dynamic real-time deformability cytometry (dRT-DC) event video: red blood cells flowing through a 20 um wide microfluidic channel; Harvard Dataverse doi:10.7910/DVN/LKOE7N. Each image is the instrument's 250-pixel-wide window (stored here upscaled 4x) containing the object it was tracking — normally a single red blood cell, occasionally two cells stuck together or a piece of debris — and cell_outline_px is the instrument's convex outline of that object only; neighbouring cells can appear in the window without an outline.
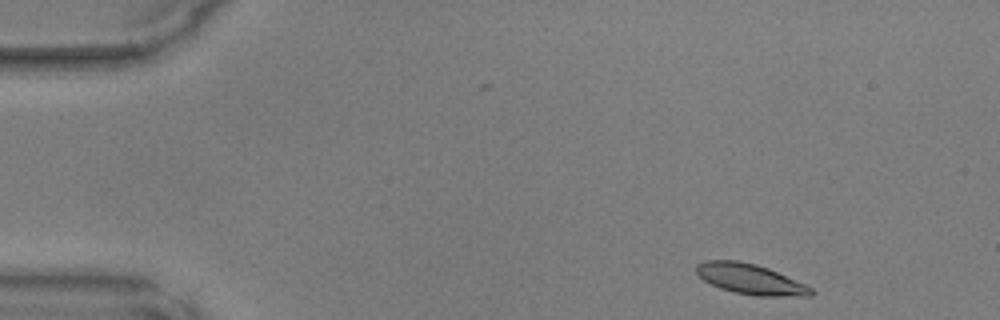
{"species": "common noctule bat (a hibernating species)", "species_latin": "Nyctalus noctula", "temperature_condition": "warm", "stored_images_in_passage": 45, "camera_frame_rate_fps": 3000, "um_per_image_px": 0.085, "animal": {"sex": "male", "body_mass_g": 17.9, "forearm_length_mm": 54.2}, "frame": {"image": 1, "passage_image": 2, "time_ms": 0.333, "image_size_px": [1000, 320], "cell_outline_px": [[816, 292], [812, 296], [756, 296], [736, 292], [720, 288], [704, 280], [696, 272], [696, 264], [704, 260], [736, 260], [756, 264], [768, 268], [804, 284], [812, 288]], "centroid_in_image_um": [63.78, 23.72], "position_along_channel_um": 21.2, "area_um2": 20.17}}
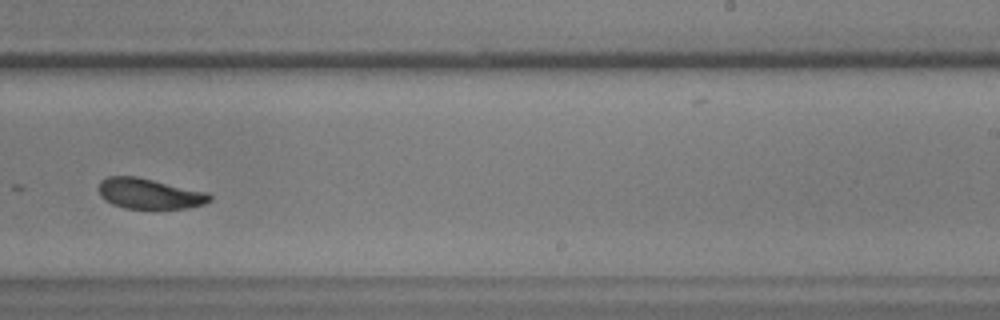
{"frame": {"image": 2, "passage_image": 27, "time_ms": 8.667, "image_size_px": [1000, 320], "cell_outline_px": [[212, 200], [204, 204], [188, 208], [124, 208], [112, 204], [104, 200], [100, 196], [100, 180], [108, 176], [136, 176], [208, 192], [212, 196]], "centroid_in_image_um": [12.71, 16.46], "position_along_channel_um": 276.3, "area_um2": 19.71}}
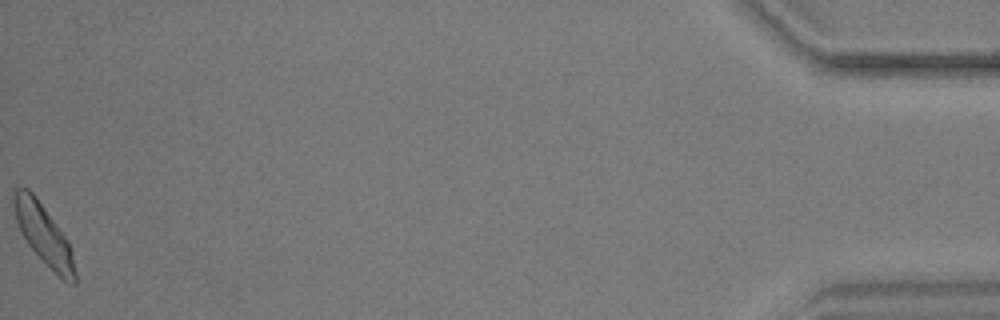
{"frame": {"image": 3, "passage_image": 45, "time_ms": 14.667, "image_size_px": [1000, 320], "cell_outline_px": [[76, 284], [72, 284], [64, 280], [28, 244], [16, 220], [12, 204], [12, 200], [16, 188], [28, 188], [36, 196], [68, 240], [72, 252], [76, 272]], "centroid_in_image_um": [3.72, 19.89], "position_along_channel_um": 431.5, "area_um2": 20.81}}